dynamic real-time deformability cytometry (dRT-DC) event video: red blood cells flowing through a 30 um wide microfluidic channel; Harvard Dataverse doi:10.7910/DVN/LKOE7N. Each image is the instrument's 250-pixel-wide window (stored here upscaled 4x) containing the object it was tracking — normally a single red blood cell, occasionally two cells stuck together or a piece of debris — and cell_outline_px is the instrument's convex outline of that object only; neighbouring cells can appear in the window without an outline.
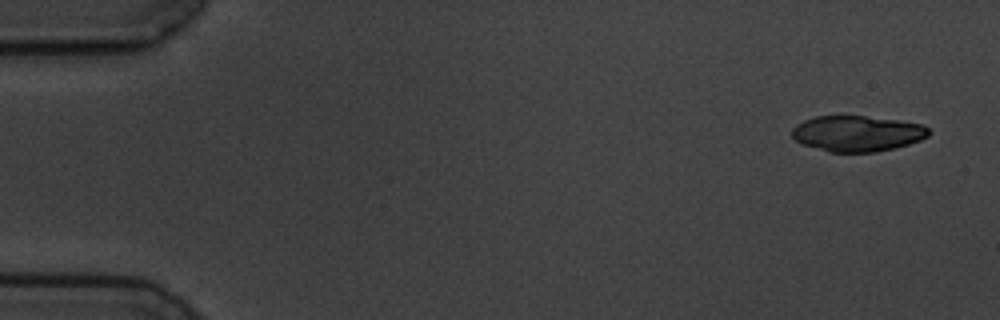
{"species": "common noctule bat (a hibernating species)", "species_latin": "Nyctalus noctula", "temperature_condition": "cold", "stored_images_in_passage": 4, "camera_frame_rate_fps": 3000, "um_per_image_px": 0.085, "animal": {"sex": "male", "body_mass_g": 19.5, "forearm_length_mm": 54.6}, "frame": {"image": 1, "passage_image": 1, "time_ms": 0.0, "image_size_px": [1000, 320], "cell_outline_px": [[928, 136], [920, 140], [908, 144], [876, 152], [828, 152], [804, 144], [796, 140], [792, 136], [792, 128], [796, 124], [804, 120], [816, 116], [864, 116], [900, 120], [924, 124], [928, 128]], "centroid_in_image_um": [72.86, 11.34], "position_along_channel_um": 12.1, "area_um2": 28.44}}